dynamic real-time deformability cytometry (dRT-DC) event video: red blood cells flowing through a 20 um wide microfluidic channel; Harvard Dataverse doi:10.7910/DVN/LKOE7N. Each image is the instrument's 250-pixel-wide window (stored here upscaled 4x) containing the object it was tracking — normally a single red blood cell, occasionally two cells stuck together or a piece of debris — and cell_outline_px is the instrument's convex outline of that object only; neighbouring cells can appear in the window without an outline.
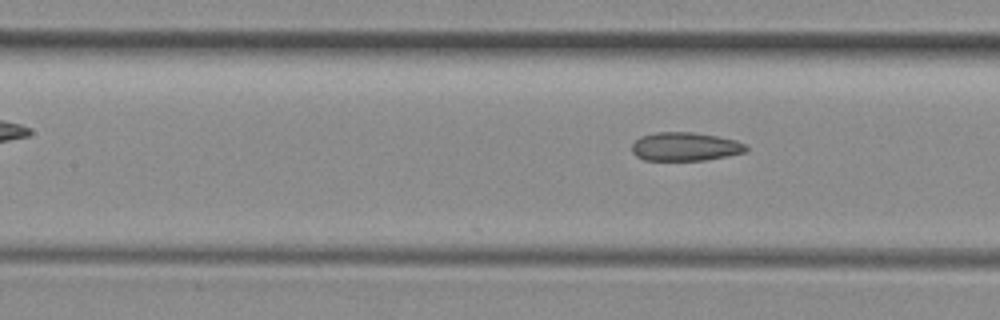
{"species": "common noctule bat (a hibernating species)", "species_latin": "Nyctalus noctula", "temperature_condition": "room temperature", "stored_images_in_passage": 9, "segment_of_instrument_passage": [2, 2], "camera_frame_rate_fps": 3000, "um_per_image_px": 0.085, "animal": {"sex": "female", "body_mass_g": 29.2, "forearm_length_mm": 56.3}, "frame": {"image": 1, "passage_image": 9, "time_ms": 10.0, "image_size_px": [1000, 320], "cell_outline_px": [[748, 148], [744, 152], [704, 160], [644, 160], [636, 156], [632, 152], [632, 144], [640, 136], [656, 132], [692, 132], [716, 136], [736, 140], [744, 144]], "centroid_in_image_um": [58.19, 12.46], "position_along_channel_um": 149.2, "area_um2": 18.84}}